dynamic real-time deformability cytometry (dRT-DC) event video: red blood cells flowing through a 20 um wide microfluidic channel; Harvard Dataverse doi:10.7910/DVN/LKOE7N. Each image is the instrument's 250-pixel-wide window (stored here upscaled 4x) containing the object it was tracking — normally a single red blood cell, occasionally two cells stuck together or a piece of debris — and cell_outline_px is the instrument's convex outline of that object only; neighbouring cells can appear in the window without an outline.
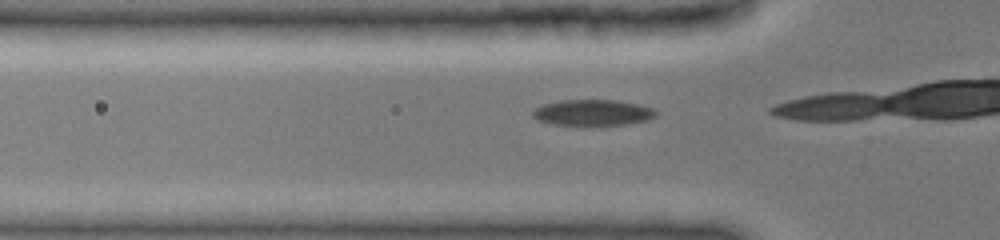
{"species": "common noctule bat (a hibernating species)", "species_latin": "Nyctalus noctula", "temperature_condition": "cold", "stored_images_in_passage": 72, "camera_frame_rate_fps": 3000, "um_per_image_px": 0.085, "animal": {"sex": "female", "body_mass_g": 19.0, "forearm_length_mm": 51.5}, "frame": {"image": 1, "passage_image": 28, "time_ms": 3.333, "image_size_px": [1000, 240], "cell_outline_px": [[656, 116], [644, 120], [624, 124], [556, 124], [536, 120], [532, 116], [532, 112], [536, 108], [544, 104], [564, 100], [616, 100], [636, 104], [652, 108], [656, 112]], "centroid_in_image_um": [50.34, 9.55], "position_along_channel_um": 75.5, "area_um2": 18.03}}